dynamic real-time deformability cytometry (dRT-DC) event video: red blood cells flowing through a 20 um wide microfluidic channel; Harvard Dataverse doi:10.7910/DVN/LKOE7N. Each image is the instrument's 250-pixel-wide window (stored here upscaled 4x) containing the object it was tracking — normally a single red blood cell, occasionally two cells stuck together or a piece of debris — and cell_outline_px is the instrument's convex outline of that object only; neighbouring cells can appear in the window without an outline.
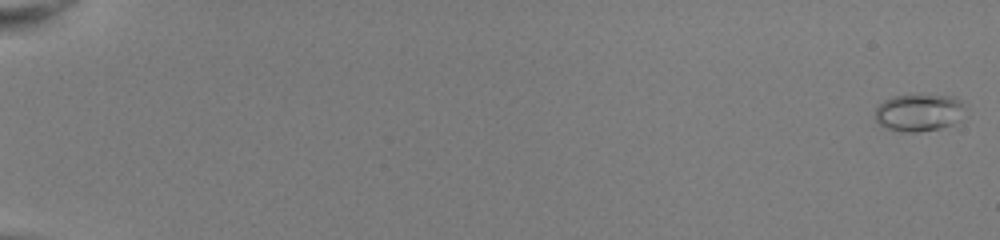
{"species": "common noctule bat (a hibernating species)", "species_latin": "Nyctalus noctula", "temperature_condition": "room temperature", "stored_images_in_passage": 53, "camera_frame_rate_fps": 3000, "um_per_image_px": 0.085, "animal": {"sex": "female", "body_mass_g": 22.0, "forearm_length_mm": 56.7}, "frame": {"image": 1, "passage_image": 1, "time_ms": 0.0, "image_size_px": [1000, 240], "cell_outline_px": [[964, 104], [960, 120], [952, 124], [940, 128], [916, 132], [904, 132], [888, 128], [880, 124], [876, 120], [876, 108], [884, 100], [892, 96], [956, 96]], "centroid_in_image_um": [78.11, 9.57], "position_along_channel_um": 6.9, "area_um2": 19.19}}
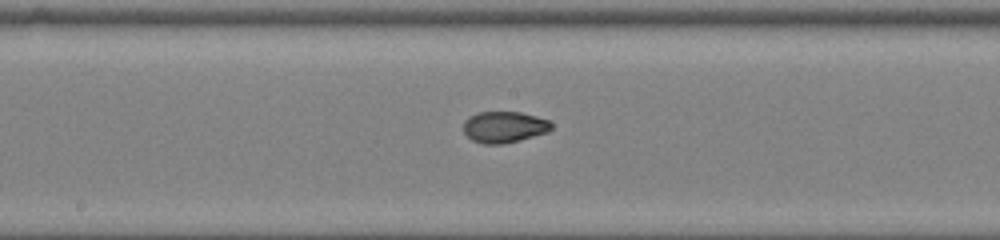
{"frame": {"image": 2, "passage_image": 31, "time_ms": 10.0, "image_size_px": [1000, 240], "cell_outline_px": [[552, 128], [548, 132], [520, 140], [500, 144], [484, 144], [472, 140], [464, 132], [464, 120], [468, 116], [480, 112], [520, 112], [536, 116], [548, 120], [552, 124]], "centroid_in_image_um": [42.85, 10.79], "position_along_channel_um": 205.3, "area_um2": 16.01}}
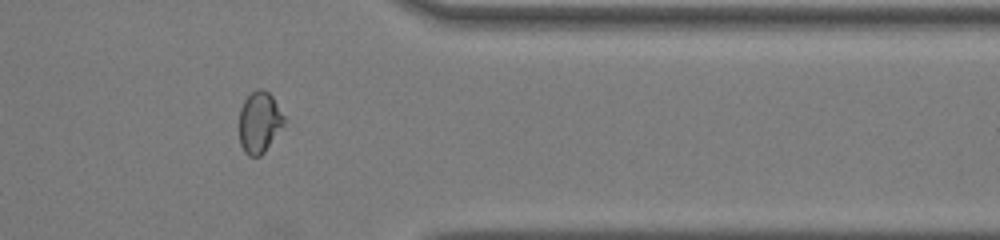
{"frame": {"image": 3, "passage_image": 45, "time_ms": 14.667, "image_size_px": [1000, 240], "cell_outline_px": [[284, 124], [264, 152], [260, 156], [248, 156], [244, 152], [240, 144], [240, 108], [244, 100], [256, 88], [264, 88], [272, 96], [284, 116]], "centroid_in_image_um": [22.03, 10.38], "position_along_channel_um": 389.4, "area_um2": 15.9}, "authors_computed_cell_mechanics": {"area_um2": 16.2418, "velocity_mm_per_s": 4.0695, "shape_relaxation_time_tau1_ms": 3.6668, "shape_relaxation_time_tau2_ms": 1.1385, "deformation_change_tau1": 0.1818, "deformation_change_tau2": 0.0491}}